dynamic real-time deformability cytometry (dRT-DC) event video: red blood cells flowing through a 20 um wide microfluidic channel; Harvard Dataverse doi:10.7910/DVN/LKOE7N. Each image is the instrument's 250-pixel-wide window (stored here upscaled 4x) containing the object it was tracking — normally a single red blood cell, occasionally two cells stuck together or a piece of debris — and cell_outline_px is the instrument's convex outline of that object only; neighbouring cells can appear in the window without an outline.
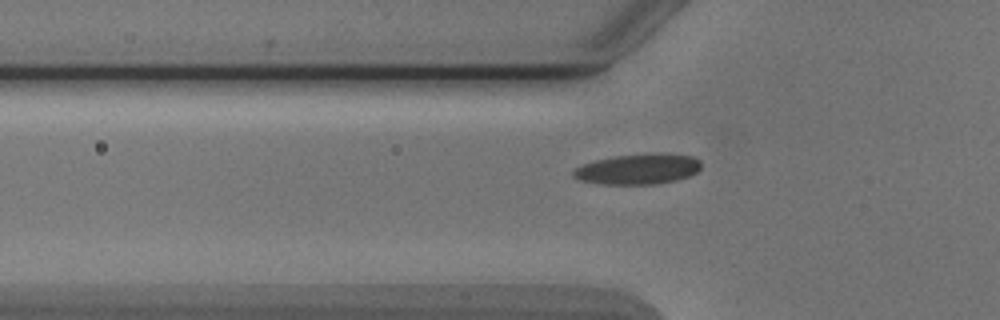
{"species": "Egyptian fruit bat (a non-hibernating species)", "species_latin": "Rousettus aegyptiacus", "temperature_condition": "cold", "stored_images_in_passage": 38, "camera_frame_rate_fps": 3000, "um_per_image_px": 0.085, "animal": {"sex": "male"}, "frame": {"image": 1, "passage_image": 7, "time_ms": 2.0, "image_size_px": [1000, 320], "cell_outline_px": [[700, 168], [696, 172], [688, 176], [676, 180], [656, 184], [600, 184], [580, 180], [572, 176], [572, 172], [576, 168], [584, 164], [596, 160], [612, 156], [692, 156], [700, 160]], "centroid_in_image_um": [54.16, 14.42], "position_along_channel_um": 71.6, "area_um2": 21.62}}
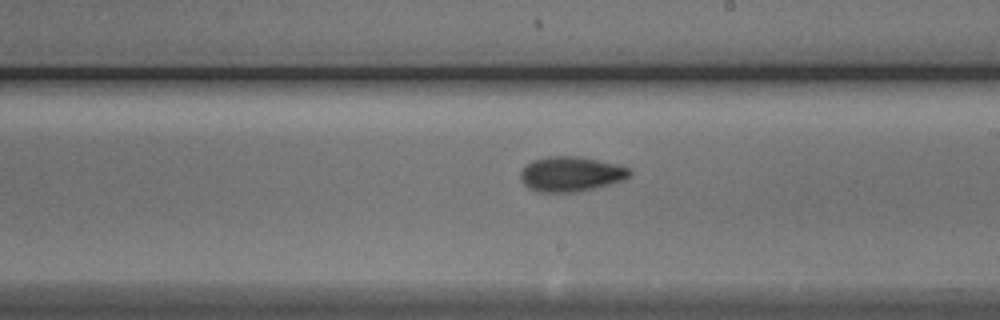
{"frame": {"image": 2, "passage_image": 20, "time_ms": 6.333, "image_size_px": [1000, 320], "cell_outline_px": [[632, 172], [624, 180], [576, 192], [536, 192], [528, 188], [524, 184], [520, 176], [520, 172], [532, 160], [548, 156], [576, 156], [616, 164], [628, 168]], "centroid_in_image_um": [48.49, 14.79], "position_along_channel_um": 240.5, "area_um2": 21.96}}
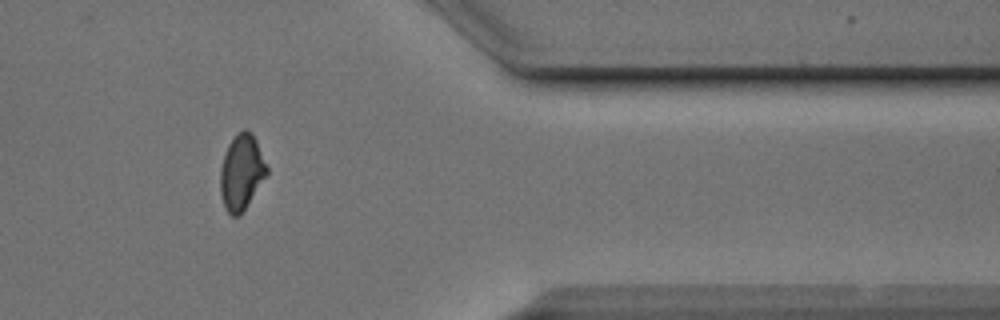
{"frame": {"image": 3, "passage_image": 33, "time_ms": 10.667, "image_size_px": [1000, 320], "cell_outline_px": [[268, 172], [240, 216], [232, 216], [224, 208], [220, 192], [220, 168], [228, 144], [236, 132], [244, 128], [252, 132], [256, 140], [268, 168]], "centroid_in_image_um": [20.51, 14.62], "position_along_channel_um": 390.9, "area_um2": 20.46}}